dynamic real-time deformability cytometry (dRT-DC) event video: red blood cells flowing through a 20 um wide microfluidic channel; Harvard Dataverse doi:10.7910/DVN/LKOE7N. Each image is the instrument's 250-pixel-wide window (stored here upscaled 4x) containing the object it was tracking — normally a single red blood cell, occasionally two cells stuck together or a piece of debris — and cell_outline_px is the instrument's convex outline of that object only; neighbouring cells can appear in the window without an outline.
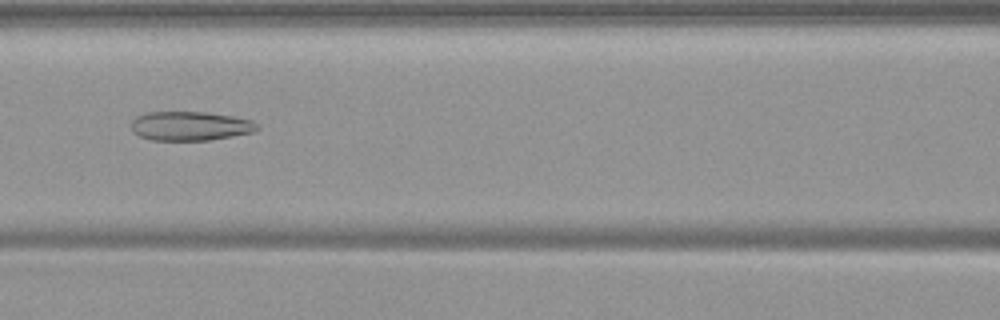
{"species": "common noctule bat (a hibernating species)", "species_latin": "Nyctalus noctula", "temperature_condition": "warm", "stored_images_in_passage": 55, "camera_frame_rate_fps": 3000, "um_per_image_px": 0.085, "animal": {"sex": "female", "body_mass_g": 19.9}, "frame": {"image": 1, "passage_image": 25, "time_ms": 8.0, "image_size_px": [1000, 320], "cell_outline_px": [[260, 128], [252, 132], [232, 136], [208, 140], [152, 140], [140, 136], [132, 132], [132, 120], [136, 116], [148, 112], [208, 112], [232, 116], [252, 120]], "centroid_in_image_um": [16.15, 10.7], "position_along_channel_um": 150.4, "area_um2": 21.33}}
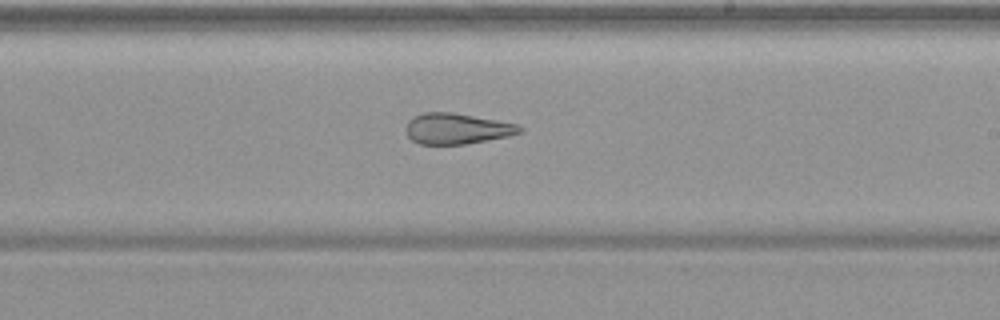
{"frame": {"image": 2, "passage_image": 33, "time_ms": 10.667, "image_size_px": [1000, 320], "cell_outline_px": [[524, 128], [520, 132], [508, 136], [464, 144], [420, 144], [412, 140], [408, 136], [404, 128], [408, 120], [412, 116], [424, 112], [452, 112], [496, 120], [516, 124]], "centroid_in_image_um": [38.77, 10.93], "position_along_channel_um": 250.2, "area_um2": 20.35}}
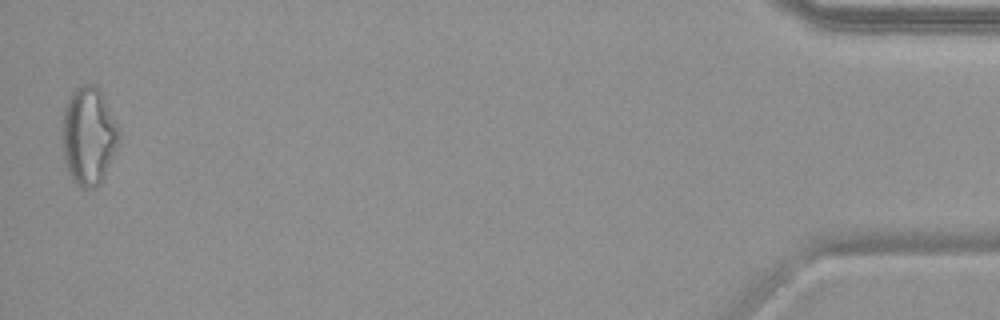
{"frame": {"image": 3, "passage_image": 54, "time_ms": 17.667, "image_size_px": [1000, 320], "cell_outline_px": [[120, 136], [104, 176], [100, 184], [92, 188], [84, 188], [76, 184], [72, 180], [68, 172], [64, 160], [64, 108], [72, 92], [76, 88], [84, 84], [96, 84], [100, 88], [120, 128]], "centroid_in_image_um": [7.56, 11.53], "position_along_channel_um": 427.6, "area_um2": 32.02}, "authors_computed_cell_mechanics": {"area_um2": 27.2816, "velocity_mm_per_s": 3.7567, "shape_relaxation_time_tau1_ms": null, "shape_relaxation_time_tau2_ms": 2.9064, "deformation_change_tau1": null, "deformation_change_tau2": 0.1302}}